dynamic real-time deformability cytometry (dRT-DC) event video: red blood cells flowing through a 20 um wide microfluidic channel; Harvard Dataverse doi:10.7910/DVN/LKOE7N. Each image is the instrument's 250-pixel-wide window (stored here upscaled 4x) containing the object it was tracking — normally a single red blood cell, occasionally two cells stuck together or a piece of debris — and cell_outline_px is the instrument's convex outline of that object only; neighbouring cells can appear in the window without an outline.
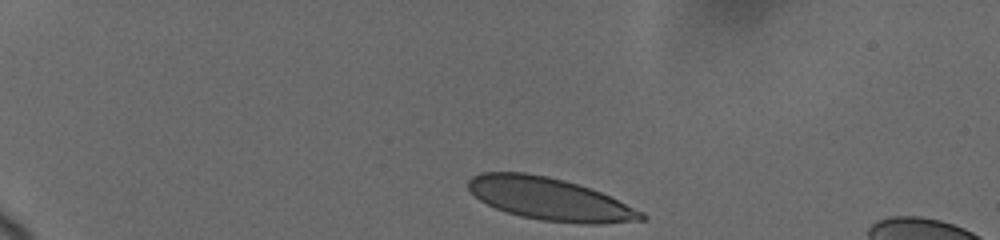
{"species": "human", "species_latin": "Homo sapiens", "temperature_condition": "cold", "stored_images_in_passage": 43, "camera_frame_rate_fps": 3000, "um_per_image_px": 0.085, "donor": {"sex": "female"}, "frame": {"image": 1, "passage_image": 1, "time_ms": 0.0, "image_size_px": [1000, 240], "cell_outline_px": [[648, 216], [644, 220], [600, 224], [580, 224], [540, 220], [520, 216], [496, 208], [480, 200], [468, 188], [468, 180], [472, 176], [480, 172], [524, 172], [548, 176], [564, 180], [600, 192], [644, 212]], "centroid_in_image_um": [46.74, 16.92], "position_along_channel_um": 38.3, "area_um2": 42.66}}
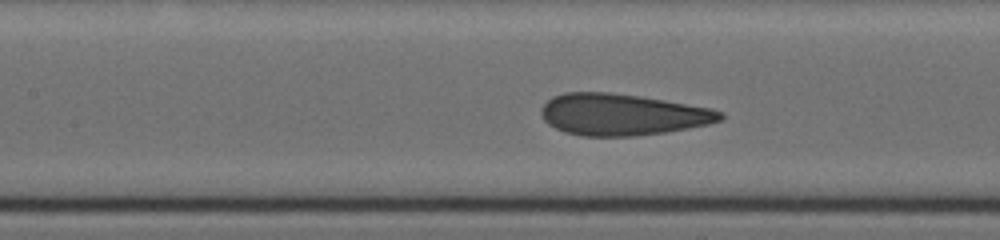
{"frame": {"image": 2, "passage_image": 18, "time_ms": 5.333, "image_size_px": [1000, 240], "cell_outline_px": [[724, 116], [720, 120], [708, 124], [688, 128], [664, 132], [636, 136], [584, 136], [564, 132], [548, 124], [544, 120], [540, 112], [540, 108], [552, 96], [564, 92], [608, 92], [640, 96], [712, 108], [724, 112]], "centroid_in_image_um": [52.87, 9.73], "position_along_channel_um": 154.5, "area_um2": 43.41}}
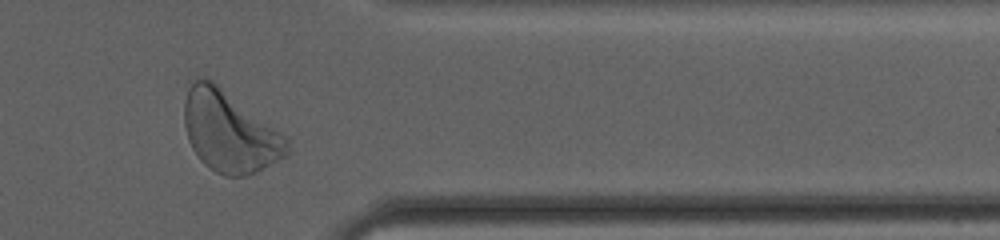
{"frame": {"image": 3, "passage_image": 38, "time_ms": 12.0, "image_size_px": [1000, 240], "cell_outline_px": [[288, 156], [256, 172], [244, 176], [224, 176], [208, 168], [200, 160], [192, 148], [188, 140], [184, 124], [184, 104], [188, 88], [196, 76], [204, 76], [212, 80], [280, 132], [288, 140]], "centroid_in_image_um": [19.47, 11.2], "position_along_channel_um": 391.9, "area_um2": 48.32}, "authors_computed_cell_mechanics": {"area_um2": 43.5234, "velocity_mm_per_s": 3.6522, "shape_relaxation_time_tau1_ms": 3.5025, "shape_relaxation_time_tau2_ms": null, "deformation_change_tau1": 0.124, "deformation_change_tau2": null}}